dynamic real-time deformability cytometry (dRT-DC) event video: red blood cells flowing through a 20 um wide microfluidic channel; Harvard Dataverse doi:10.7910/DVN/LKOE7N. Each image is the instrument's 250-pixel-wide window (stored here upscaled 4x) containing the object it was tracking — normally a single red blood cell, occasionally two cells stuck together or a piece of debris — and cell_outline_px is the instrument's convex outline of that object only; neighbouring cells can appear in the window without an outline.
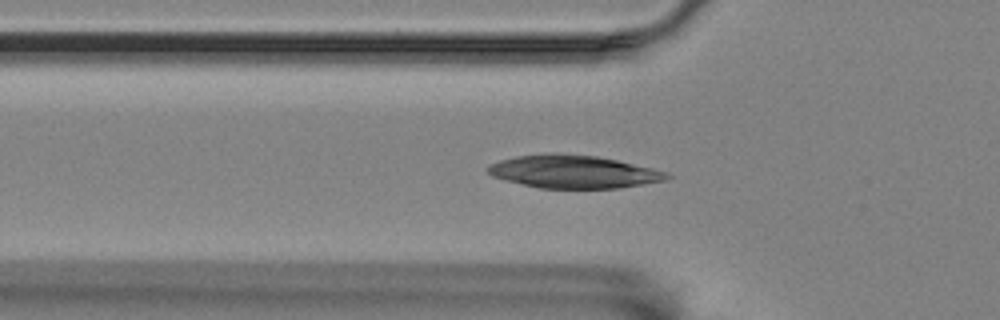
{"species": "Egyptian fruit bat (a non-hibernating species)", "species_latin": "Rousettus aegyptiacus", "temperature_condition": "room temperature", "stored_images_in_passage": 44, "camera_frame_rate_fps": 3000, "um_per_image_px": 0.085, "animal": {"sex": "female"}, "frame": {"image": 1, "passage_image": 6, "time_ms": 1.667, "image_size_px": [1000, 320], "cell_outline_px": [[672, 176], [664, 180], [620, 188], [540, 188], [504, 180], [492, 176], [484, 168], [488, 164], [500, 160], [516, 156], [544, 152], [552, 152], [596, 156], [616, 160], [652, 168], [668, 172]], "centroid_in_image_um": [48.68, 14.58], "position_along_channel_um": 77.1, "area_um2": 34.51}}
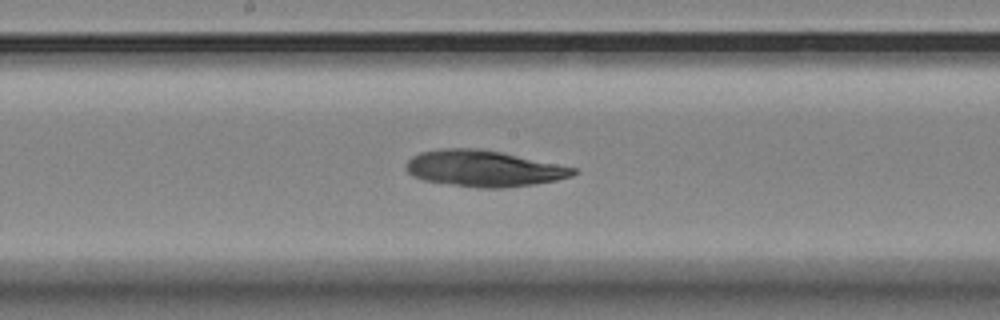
{"frame": {"image": 2, "passage_image": 17, "time_ms": 5.333, "image_size_px": [1000, 320], "cell_outline_px": [[576, 172], [572, 176], [556, 180], [532, 184], [504, 188], [476, 188], [424, 180], [412, 176], [404, 168], [408, 160], [412, 156], [420, 152], [444, 148], [480, 148], [500, 152], [576, 168]], "centroid_in_image_um": [41.06, 14.32], "position_along_channel_um": 207.1, "area_um2": 35.08}}
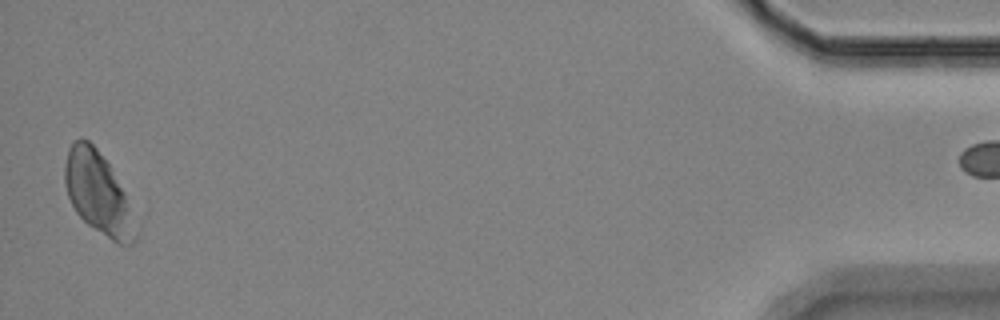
{"frame": {"image": 3, "passage_image": 43, "time_ms": 14.0, "image_size_px": [1000, 320], "cell_outline_px": [[136, 240], [132, 244], [116, 244], [88, 224], [76, 212], [68, 196], [64, 184], [64, 164], [68, 148], [72, 140], [80, 136], [88, 140], [96, 148], [108, 164], [124, 192], [136, 236]], "centroid_in_image_um": [8.26, 16.37], "position_along_channel_um": 426.9, "area_um2": 33.12}}